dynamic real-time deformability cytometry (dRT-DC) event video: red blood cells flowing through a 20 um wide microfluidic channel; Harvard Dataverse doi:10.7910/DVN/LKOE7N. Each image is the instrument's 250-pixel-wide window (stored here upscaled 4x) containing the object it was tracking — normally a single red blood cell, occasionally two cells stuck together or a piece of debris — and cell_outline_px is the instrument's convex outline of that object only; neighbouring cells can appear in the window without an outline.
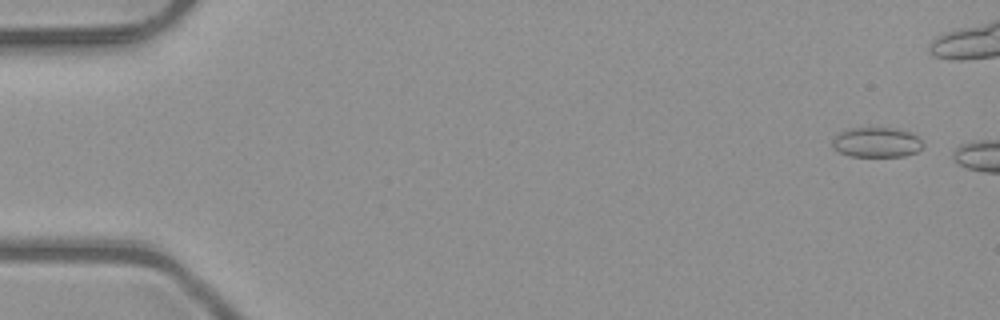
{"species": "common noctule bat (a hibernating species)", "species_latin": "Nyctalus noctula", "temperature_condition": "room temperature", "stored_images_in_passage": 2, "camera_frame_rate_fps": 3000, "um_per_image_px": 0.085, "animal": {"sex": "male", "body_mass_g": 23.1, "forearm_length_mm": 52.7}, "frame": {"image": 1, "passage_image": 1, "time_ms": 0.0, "image_size_px": [1000, 320], "cell_outline_px": [[924, 144], [916, 152], [904, 156], [848, 156], [832, 148], [832, 140], [840, 132], [848, 128], [896, 128], [912, 132]], "centroid_in_image_um": [74.49, 12.09], "position_along_channel_um": 10.5, "area_um2": 15.84}}